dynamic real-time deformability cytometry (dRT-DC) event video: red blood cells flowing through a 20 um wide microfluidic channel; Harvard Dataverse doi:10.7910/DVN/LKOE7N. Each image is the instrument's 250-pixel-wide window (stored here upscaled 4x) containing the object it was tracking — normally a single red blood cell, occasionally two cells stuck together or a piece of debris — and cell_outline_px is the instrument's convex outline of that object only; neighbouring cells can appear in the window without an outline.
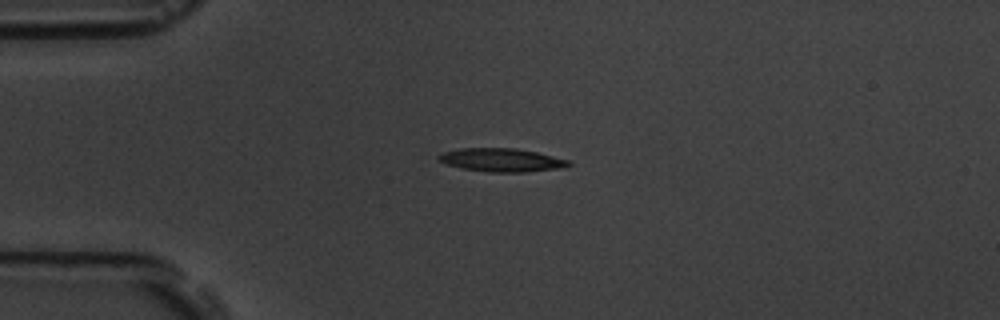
{"species": "common noctule bat (a hibernating species)", "species_latin": "Nyctalus noctula", "temperature_condition": "room temperature", "stored_images_in_passage": 43, "camera_frame_rate_fps": 3000, "um_per_image_px": 0.085, "animal": {"sex": "male", "body_mass_g": 19.5, "forearm_length_mm": 54.6}, "frame": {"image": 1, "passage_image": 1, "time_ms": 0.0, "image_size_px": [1000, 320], "cell_outline_px": [[572, 164], [560, 168], [524, 172], [488, 172], [464, 168], [448, 164], [440, 160], [436, 156], [444, 152], [460, 148], [516, 148], [536, 152], [568, 160]], "centroid_in_image_um": [42.64, 13.59], "position_along_channel_um": 42.4, "area_um2": 17.4}}
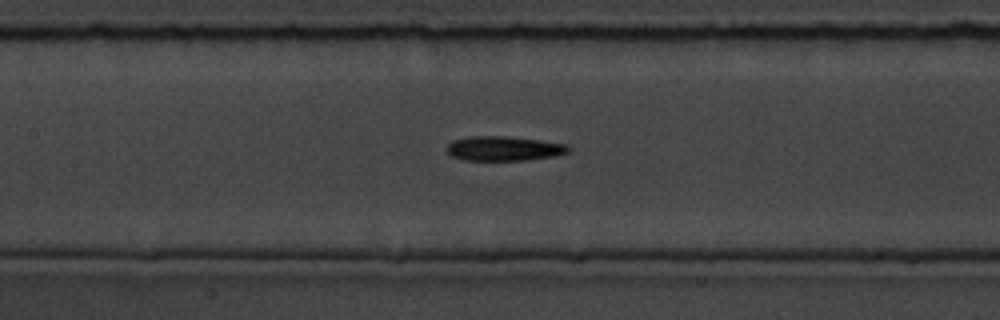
{"frame": {"image": 2, "passage_image": 13, "time_ms": 4.0, "image_size_px": [1000, 320], "cell_outline_px": [[572, 148], [568, 152], [556, 156], [524, 160], [464, 160], [452, 156], [444, 148], [452, 140], [472, 136], [504, 136], [540, 140], [568, 144]], "centroid_in_image_um": [42.84, 12.62], "position_along_channel_um": 164.6, "area_um2": 17.51}}
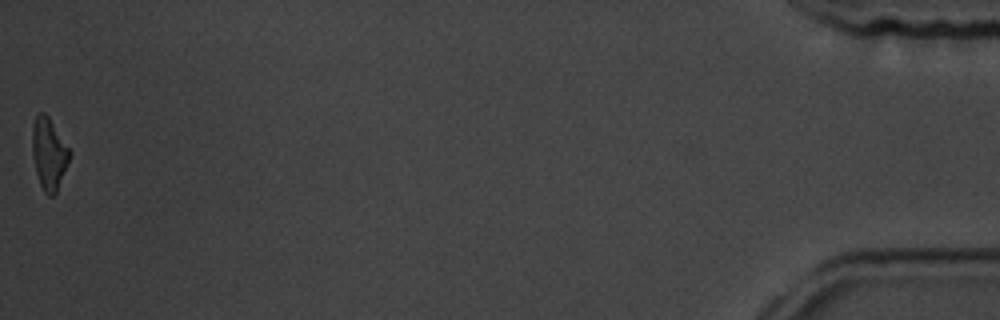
{"frame": {"image": 3, "passage_image": 43, "time_ms": 14.0, "image_size_px": [1000, 320], "cell_outline_px": [[72, 152], [56, 192], [52, 196], [48, 196], [44, 192], [40, 184], [36, 172], [32, 152], [32, 124], [36, 116], [40, 112], [44, 112], [48, 116]], "centroid_in_image_um": [4.15, 13.05], "position_along_channel_um": 431.0, "area_um2": 15.49}, "authors_computed_cell_mechanics": {"area_um2": 16.7042, "velocity_mm_per_s": 3.6615, "shape_relaxation_time_tau1_ms": 3.2072, "shape_relaxation_time_tau2_ms": null, "deformation_change_tau1": 0.1389, "deformation_change_tau2": null}}